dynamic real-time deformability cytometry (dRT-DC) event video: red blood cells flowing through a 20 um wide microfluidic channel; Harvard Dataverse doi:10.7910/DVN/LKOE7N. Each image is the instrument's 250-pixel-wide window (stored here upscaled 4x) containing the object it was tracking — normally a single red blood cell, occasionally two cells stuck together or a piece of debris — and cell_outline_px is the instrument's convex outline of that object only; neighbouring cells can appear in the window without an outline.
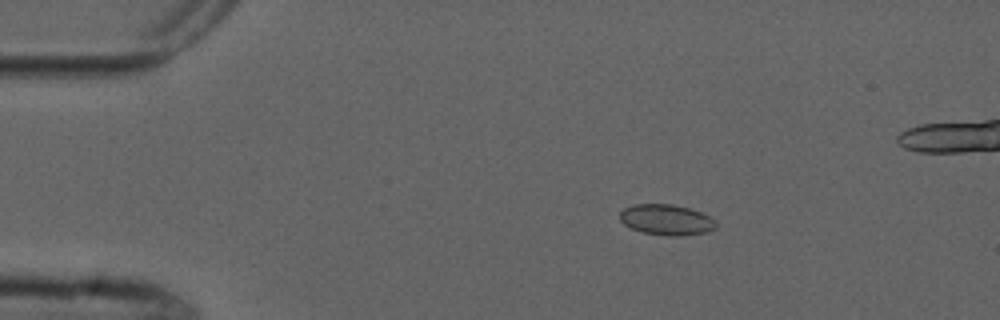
{"species": "common noctule bat (a hibernating species)", "species_latin": "Nyctalus noctula", "temperature_condition": "cold", "stored_images_in_passage": 5, "camera_frame_rate_fps": 3000, "um_per_image_px": 0.085, "animal": {"sex": "male", "forearm_length_mm": 52.5}, "frame": {"image": 1, "passage_image": 2, "time_ms": 2.0, "image_size_px": [1000, 320], "cell_outline_px": [[716, 228], [708, 232], [680, 236], [668, 236], [644, 232], [632, 228], [624, 224], [620, 220], [620, 212], [624, 208], [636, 204], [672, 204], [688, 208], [700, 212], [708, 216], [716, 224]], "centroid_in_image_um": [56.64, 18.68], "position_along_channel_um": 28.4, "area_um2": 16.99}}
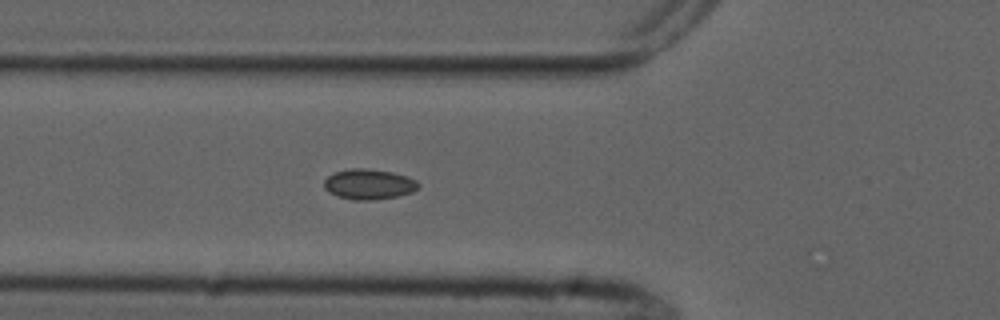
{"frame": {"image": 2, "passage_image": 5, "time_ms": 5.333, "image_size_px": [1000, 320], "cell_outline_px": [[420, 184], [412, 192], [396, 196], [372, 200], [352, 200], [336, 196], [328, 192], [324, 188], [324, 180], [328, 176], [336, 172], [352, 168], [364, 168], [392, 172], [416, 180]], "centroid_in_image_um": [31.31, 15.67], "position_along_channel_um": 94.5, "area_um2": 16.53}}